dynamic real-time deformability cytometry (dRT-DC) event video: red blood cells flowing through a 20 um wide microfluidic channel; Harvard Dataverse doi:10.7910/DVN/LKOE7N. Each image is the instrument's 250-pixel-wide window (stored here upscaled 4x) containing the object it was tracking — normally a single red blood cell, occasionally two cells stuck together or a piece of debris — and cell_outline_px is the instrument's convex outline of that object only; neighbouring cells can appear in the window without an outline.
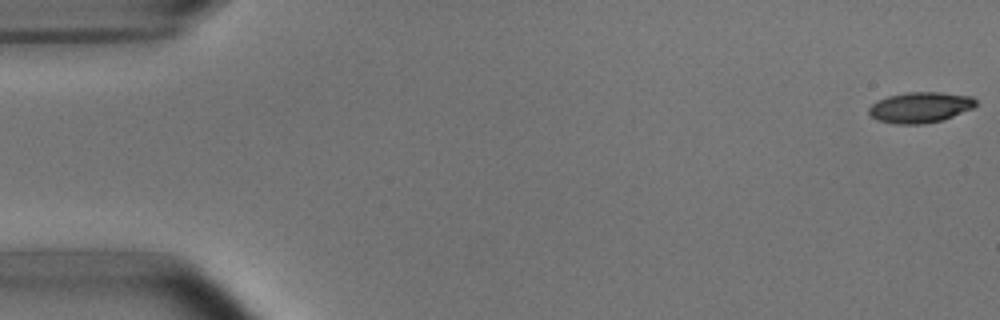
{"species": "common noctule bat (a hibernating species)", "species_latin": "Nyctalus noctula", "temperature_condition": "room temperature", "stored_images_in_passage": 52, "camera_frame_rate_fps": 3000, "um_per_image_px": 0.085, "animal": {"sex": "male", "body_mass_g": 15.6}, "frame": {"image": 1, "passage_image": 1, "time_ms": 0.0, "image_size_px": [1000, 320], "cell_outline_px": [[976, 104], [972, 108], [952, 116], [940, 120], [920, 124], [896, 124], [880, 120], [872, 116], [868, 112], [868, 108], [876, 100], [888, 96], [908, 92], [936, 92], [972, 96], [976, 100]], "centroid_in_image_um": [78.19, 9.11], "position_along_channel_um": 6.8, "area_um2": 18.84}}
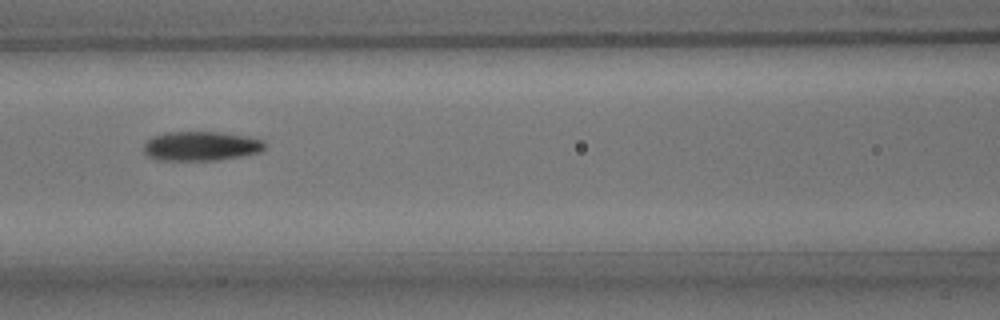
{"frame": {"image": 2, "passage_image": 23, "time_ms": 7.333, "image_size_px": [1000, 320], "cell_outline_px": [[264, 148], [260, 152], [240, 156], [216, 160], [156, 160], [148, 156], [144, 152], [144, 144], [152, 136], [164, 132], [220, 132], [248, 136], [264, 140]], "centroid_in_image_um": [17.06, 12.41], "position_along_channel_um": 149.5, "area_um2": 20.75}}
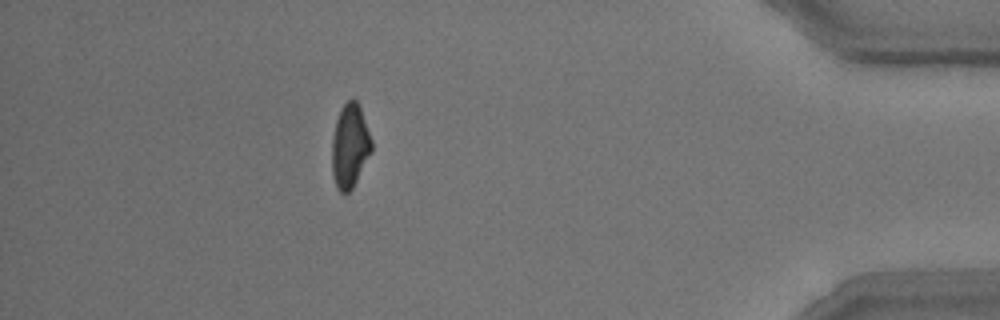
{"frame": {"image": 3, "passage_image": 47, "time_ms": 15.333, "image_size_px": [1000, 320], "cell_outline_px": [[372, 152], [352, 188], [348, 192], [340, 192], [336, 188], [332, 172], [332, 140], [336, 120], [340, 108], [348, 100], [356, 100], [360, 108], [372, 140]], "centroid_in_image_um": [29.73, 12.42], "position_along_channel_um": 405.5, "area_um2": 19.25}, "authors_computed_cell_mechanics": {"area_um2": 20.1144, "velocity_mm_per_s": 3.81, "shape_relaxation_time_tau1_ms": 4.1709, "shape_relaxation_time_tau2_ms": 2.7396, "deformation_change_tau1": 0.1583, "deformation_change_tau2": 0.0997}}